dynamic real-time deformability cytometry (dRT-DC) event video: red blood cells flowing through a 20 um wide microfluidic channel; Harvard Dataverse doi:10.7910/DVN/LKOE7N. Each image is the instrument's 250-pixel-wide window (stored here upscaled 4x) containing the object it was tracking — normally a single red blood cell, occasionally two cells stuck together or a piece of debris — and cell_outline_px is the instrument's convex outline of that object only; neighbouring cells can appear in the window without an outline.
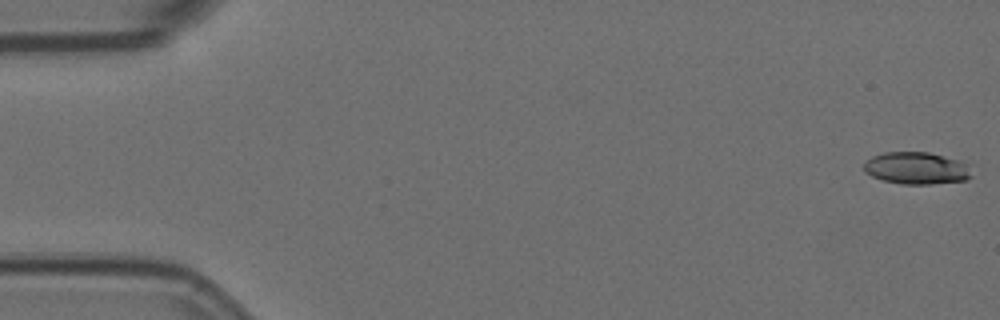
{"species": "Egyptian fruit bat (a non-hibernating species)", "species_latin": "Rousettus aegyptiacus", "temperature_condition": "room temperature", "stored_images_in_passage": 24, "camera_frame_rate_fps": 3000, "um_per_image_px": 0.085, "animal": {"sex": "female"}, "frame": {"image": 1, "passage_image": 1, "time_ms": 0.0, "image_size_px": [1000, 320], "cell_outline_px": [[972, 176], [964, 180], [932, 184], [900, 184], [880, 180], [864, 172], [864, 164], [872, 156], [884, 152], [928, 152], [956, 160], [968, 164]], "centroid_in_image_um": [77.86, 14.3], "position_along_channel_um": 7.1, "area_um2": 20.11}}
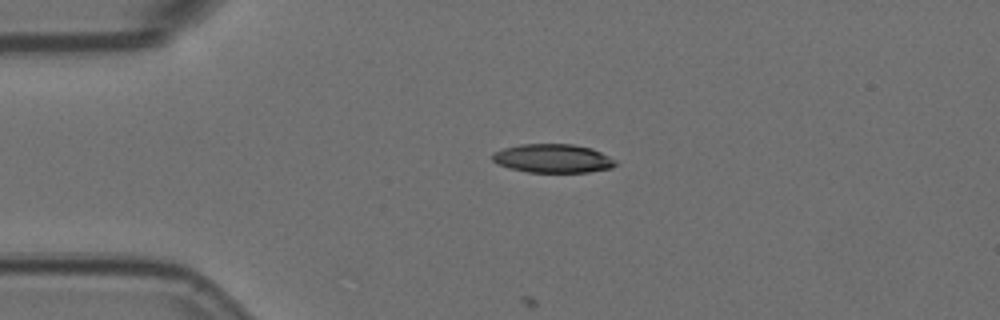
{"frame": {"image": 2, "passage_image": 13, "time_ms": 4.0, "image_size_px": [1000, 320], "cell_outline_px": [[620, 164], [612, 168], [588, 172], [528, 172], [508, 168], [496, 164], [492, 160], [492, 152], [504, 148], [520, 144], [572, 144], [592, 148], [616, 160]], "centroid_in_image_um": [46.99, 13.47], "position_along_channel_um": 38.0, "area_um2": 20.81}}
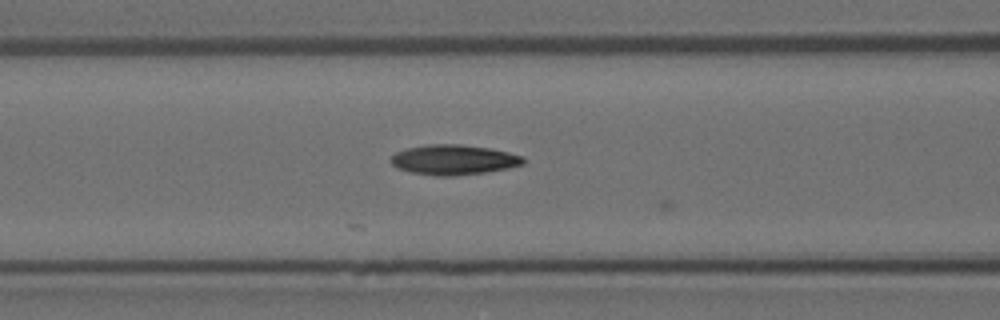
{"frame": {"image": 3, "passage_image": 23, "time_ms": 7.333, "image_size_px": [1000, 320], "cell_outline_px": [[524, 164], [508, 168], [484, 172], [456, 176], [436, 176], [412, 172], [396, 168], [392, 164], [392, 156], [396, 152], [408, 148], [428, 144], [460, 144], [492, 148], [524, 156]], "centroid_in_image_um": [38.59, 13.58], "position_along_channel_um": 128.0, "area_um2": 23.18}}